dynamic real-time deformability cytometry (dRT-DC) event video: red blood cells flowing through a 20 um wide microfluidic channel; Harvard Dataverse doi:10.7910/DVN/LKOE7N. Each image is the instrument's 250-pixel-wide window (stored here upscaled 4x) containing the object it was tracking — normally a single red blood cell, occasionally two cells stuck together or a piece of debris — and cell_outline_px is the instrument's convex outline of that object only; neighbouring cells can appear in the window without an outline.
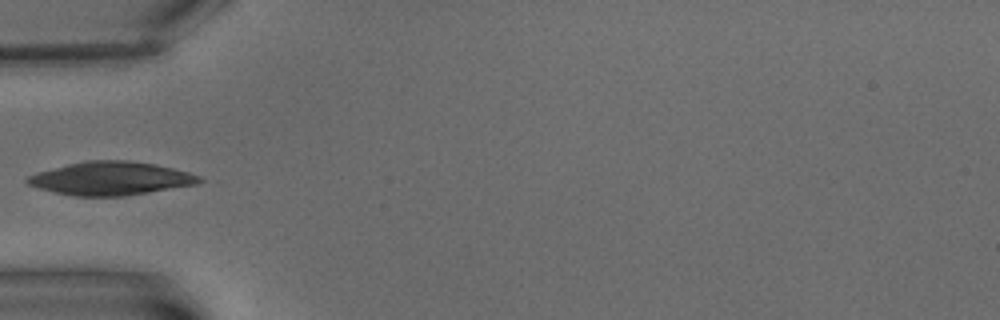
{"species": "common noctule bat (a hibernating species)", "species_latin": "Nyctalus noctula", "temperature_condition": "warm", "stored_images_in_passage": 8, "camera_frame_rate_fps": 3000, "um_per_image_px": 0.085, "animal": {"sex": "male", "body_mass_g": 15.6}, "frame": {"image": 1, "passage_image": 7, "time_ms": 7.0, "image_size_px": [1000, 320], "cell_outline_px": [[204, 180], [196, 184], [124, 196], [72, 196], [40, 188], [28, 184], [24, 180], [28, 176], [36, 172], [84, 160], [128, 160], [152, 164], [172, 168], [188, 172], [200, 176]], "centroid_in_image_um": [9.39, 15.16], "position_along_channel_um": 75.6, "area_um2": 33.18}}
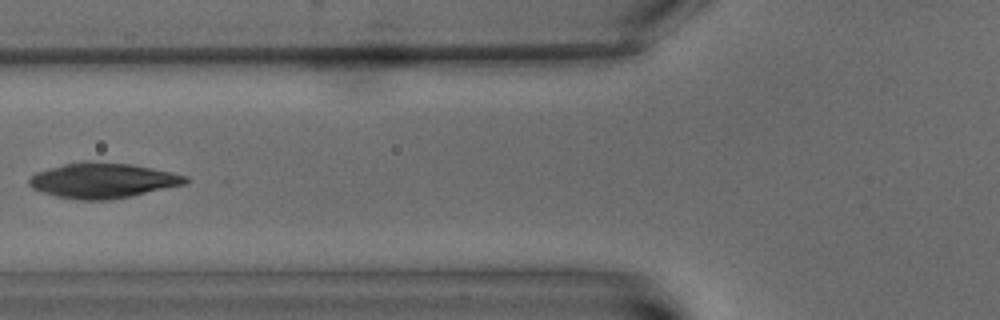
{"frame": {"image": 2, "passage_image": 8, "time_ms": 8.333, "image_size_px": [1000, 320], "cell_outline_px": [[192, 180], [184, 184], [132, 196], [108, 200], [80, 200], [56, 196], [32, 188], [28, 184], [28, 180], [36, 172], [48, 168], [64, 164], [84, 160], [88, 160], [132, 164], [172, 172], [188, 176]], "centroid_in_image_um": [8.75, 15.33], "position_along_channel_um": 117.0, "area_um2": 32.25}}